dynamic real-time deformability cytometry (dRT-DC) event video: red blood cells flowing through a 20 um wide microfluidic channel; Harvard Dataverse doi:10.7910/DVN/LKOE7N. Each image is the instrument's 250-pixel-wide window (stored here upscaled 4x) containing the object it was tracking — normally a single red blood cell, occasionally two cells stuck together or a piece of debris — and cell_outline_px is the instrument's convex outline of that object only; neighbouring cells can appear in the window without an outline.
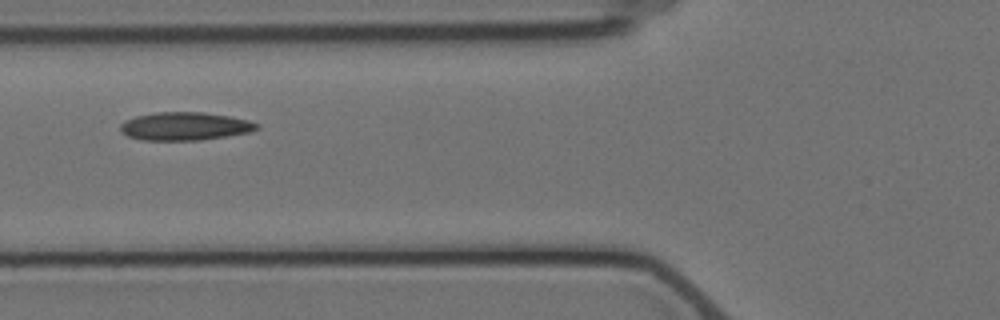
{"species": "Egyptian fruit bat (a non-hibernating species)", "species_latin": "Rousettus aegyptiacus", "temperature_condition": "cold", "stored_images_in_passage": 5, "camera_frame_rate_fps": 3000, "um_per_image_px": 0.085, "animal": {"sex": "female"}, "frame": {"image": 1, "passage_image": 2, "time_ms": 1.333, "image_size_px": [1000, 320], "cell_outline_px": [[260, 128], [248, 132], [200, 140], [144, 140], [128, 136], [120, 132], [120, 124], [124, 120], [136, 116], [156, 112], [204, 112], [228, 116], [248, 120], [260, 124]], "centroid_in_image_um": [15.69, 10.72], "position_along_channel_um": 110.1, "area_um2": 22.31}}
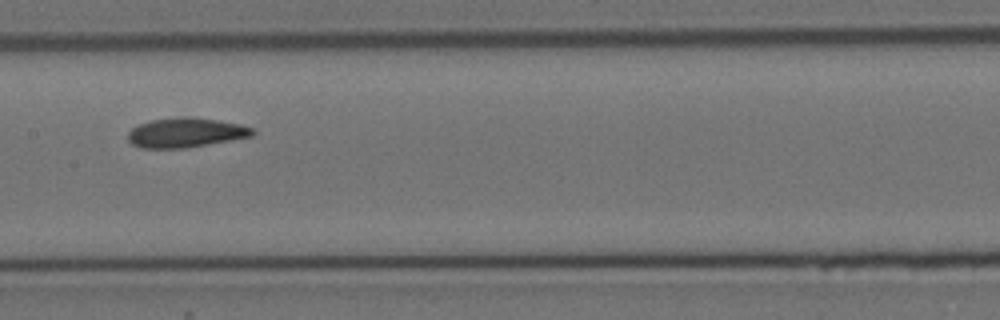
{"frame": {"image": 2, "passage_image": 4, "time_ms": 3.667, "image_size_px": [1000, 320], "cell_outline_px": [[256, 132], [252, 136], [184, 148], [140, 148], [132, 144], [128, 140], [128, 132], [132, 128], [140, 124], [152, 120], [184, 116], [216, 120], [240, 124], [252, 128]], "centroid_in_image_um": [15.76, 11.28], "position_along_channel_um": 191.6, "area_um2": 21.21}}
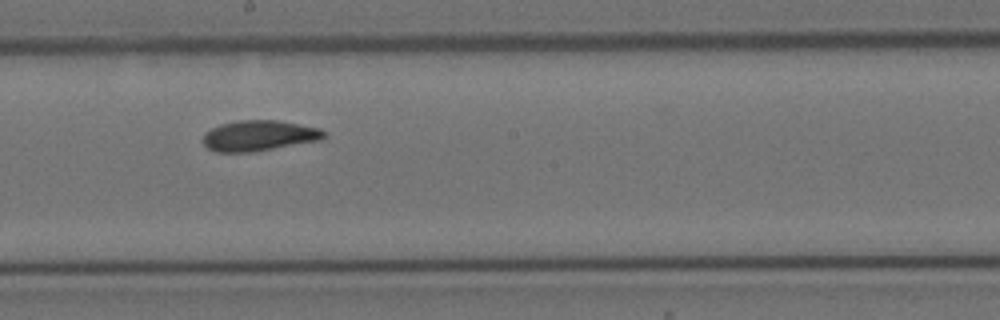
{"frame": {"image": 3, "passage_image": 5, "time_ms": 4.667, "image_size_px": [1000, 320], "cell_outline_px": [[328, 136], [320, 140], [252, 152], [216, 152], [208, 148], [204, 144], [204, 132], [220, 124], [240, 120], [276, 120], [320, 128]], "centroid_in_image_um": [22.01, 11.53], "position_along_channel_um": 226.2, "area_um2": 21.44}}